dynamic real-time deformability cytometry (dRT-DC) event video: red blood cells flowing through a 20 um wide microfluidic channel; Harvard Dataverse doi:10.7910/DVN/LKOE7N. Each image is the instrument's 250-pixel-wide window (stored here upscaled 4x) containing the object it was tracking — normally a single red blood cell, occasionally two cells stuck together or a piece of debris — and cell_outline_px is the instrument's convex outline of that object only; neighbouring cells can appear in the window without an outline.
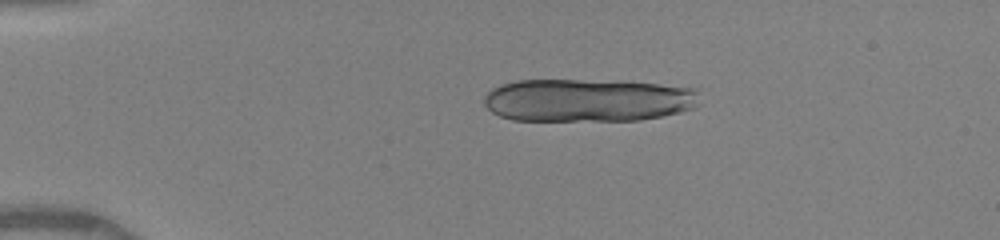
{"species": "human", "species_latin": "Homo sapiens", "temperature_condition": "warm", "stored_images_in_passage": 7, "camera_frame_rate_fps": 3000, "um_per_image_px": 0.085, "donor": {"sex": "female"}, "frame": {"image": 1, "passage_image": 1, "time_ms": 0.0, "image_size_px": [1000, 240], "cell_outline_px": [[696, 104], [692, 108], [680, 112], [640, 120], [512, 120], [500, 116], [492, 112], [484, 104], [484, 96], [492, 88], [500, 84], [516, 80], [620, 80], [692, 88], [696, 92]], "centroid_in_image_um": [49.89, 8.51], "position_along_channel_um": 35.1, "area_um2": 53.99}}